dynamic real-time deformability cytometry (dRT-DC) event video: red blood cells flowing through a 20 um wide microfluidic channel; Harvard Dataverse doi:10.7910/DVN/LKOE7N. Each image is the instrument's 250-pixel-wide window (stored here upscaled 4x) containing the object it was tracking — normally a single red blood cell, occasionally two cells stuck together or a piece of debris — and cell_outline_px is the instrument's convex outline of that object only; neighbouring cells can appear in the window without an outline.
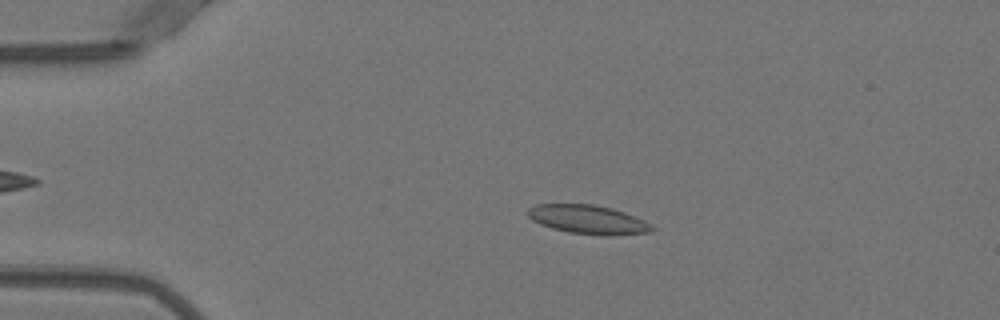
{"species": "Egyptian fruit bat (a non-hibernating species)", "species_latin": "Rousettus aegyptiacus", "temperature_condition": "warm", "stored_images_in_passage": 50, "camera_frame_rate_fps": 3000, "um_per_image_px": 0.085, "animal": {"sex": "female"}, "frame": {"image": 1, "passage_image": 10, "time_ms": 3.0, "image_size_px": [1000, 320], "cell_outline_px": [[656, 228], [652, 232], [608, 236], [604, 236], [568, 232], [552, 228], [540, 224], [532, 220], [528, 216], [528, 208], [536, 204], [592, 204], [612, 208], [624, 212], [644, 220]], "centroid_in_image_um": [50.0, 18.66], "position_along_channel_um": 35.0, "area_um2": 20.98}}
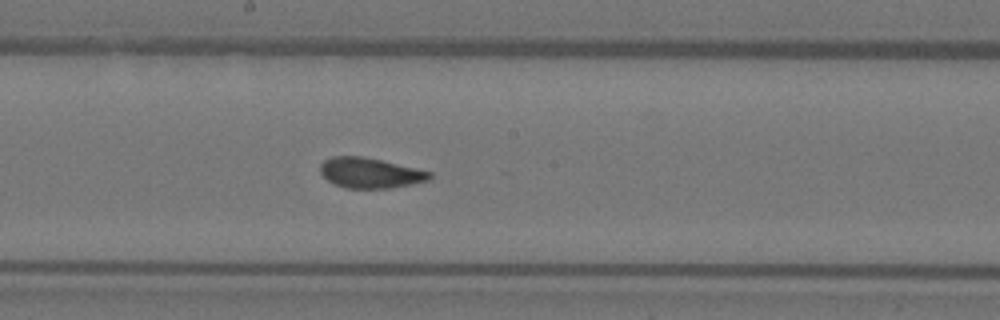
{"frame": {"image": 2, "passage_image": 27, "time_ms": 8.667, "image_size_px": [1000, 320], "cell_outline_px": [[432, 176], [428, 180], [412, 184], [388, 188], [344, 188], [328, 180], [320, 172], [320, 164], [324, 160], [332, 156], [364, 156], [416, 168], [432, 172]], "centroid_in_image_um": [31.45, 14.69], "position_along_channel_um": 216.7, "area_um2": 19.25}}
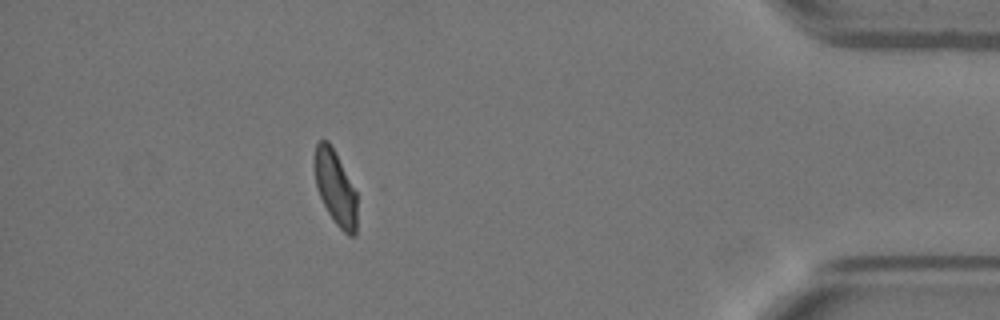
{"frame": {"image": 3, "passage_image": 45, "time_ms": 14.667, "image_size_px": [1000, 320], "cell_outline_px": [[356, 232], [352, 236], [348, 236], [336, 224], [328, 212], [320, 196], [316, 184], [312, 164], [316, 144], [320, 140], [328, 140], [356, 192]], "centroid_in_image_um": [28.47, 15.95], "position_along_channel_um": 406.7, "area_um2": 18.21}, "authors_computed_cell_mechanics": {"area_um2": 19.9699, "velocity_mm_per_s": 3.9719, "shape_relaxation_time_tau1_ms": 7.7832, "shape_relaxation_time_tau2_ms": 0.6904, "deformation_change_tau1": 0.1926, "deformation_change_tau2": 0.0612}}